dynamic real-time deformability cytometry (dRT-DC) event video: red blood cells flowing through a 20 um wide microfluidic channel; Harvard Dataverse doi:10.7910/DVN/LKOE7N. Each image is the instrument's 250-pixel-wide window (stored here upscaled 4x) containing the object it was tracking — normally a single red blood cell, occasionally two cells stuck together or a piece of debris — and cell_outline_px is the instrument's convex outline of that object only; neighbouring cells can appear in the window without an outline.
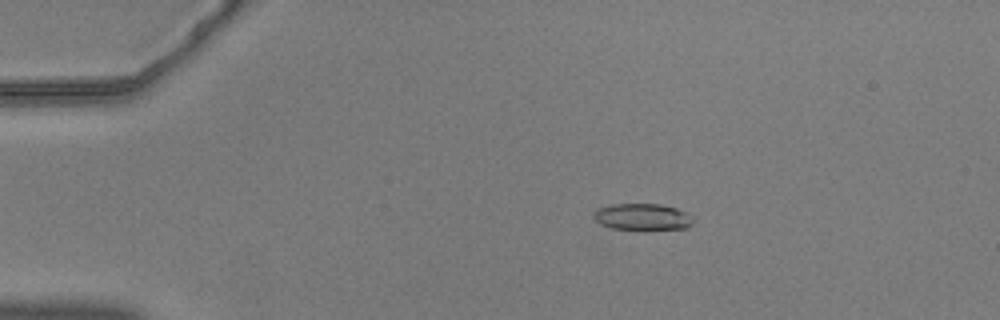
{"species": "common noctule bat (a hibernating species)", "species_latin": "Nyctalus noctula", "temperature_condition": "warm", "stored_images_in_passage": 48, "camera_frame_rate_fps": 3000, "um_per_image_px": 0.085, "animal": {"sex": "male", "body_mass_g": 20.5, "forearm_length_mm": 52.5}, "frame": {"image": 1, "passage_image": 3, "time_ms": 0.667, "image_size_px": [1000, 320], "cell_outline_px": [[692, 224], [688, 228], [612, 228], [600, 224], [592, 216], [600, 208], [612, 204], [660, 204], [676, 208], [692, 216]], "centroid_in_image_um": [54.61, 18.41], "position_along_channel_um": 30.4, "area_um2": 14.85}}
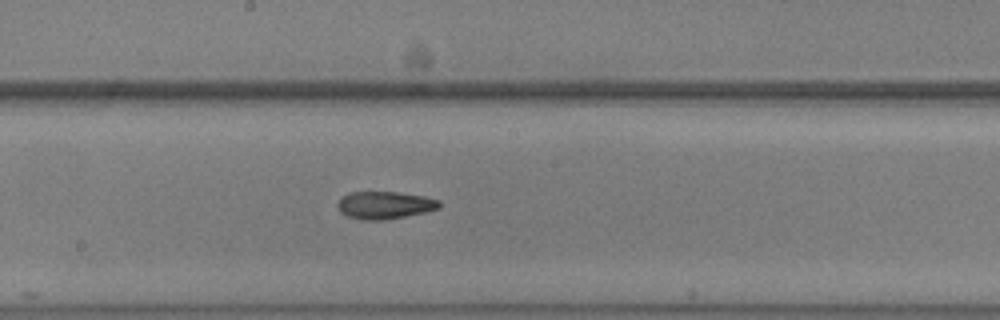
{"frame": {"image": 2, "passage_image": 23, "time_ms": 7.333, "image_size_px": [1000, 320], "cell_outline_px": [[440, 208], [424, 212], [384, 220], [364, 220], [348, 216], [340, 212], [340, 200], [348, 192], [396, 192], [424, 196], [440, 200]], "centroid_in_image_um": [32.74, 17.43], "position_along_channel_um": 215.5, "area_um2": 16.01}}
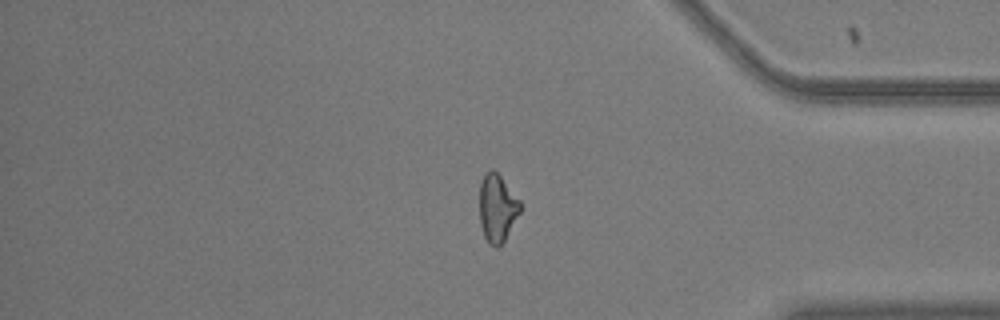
{"frame": {"image": 3, "passage_image": 39, "time_ms": 12.667, "image_size_px": [1000, 320], "cell_outline_px": [[520, 212], [500, 248], [496, 248], [488, 244], [484, 236], [480, 224], [480, 180], [484, 172], [492, 168], [500, 176], [520, 200]], "centroid_in_image_um": [42.24, 17.7], "position_along_channel_um": 393.0, "area_um2": 16.18}, "authors_computed_cell_mechanics": {"area_um2": 16.2418, "velocity_mm_per_s": 3.6985, "shape_relaxation_time_tau1_ms": null, "shape_relaxation_time_tau2_ms": 3.7546, "deformation_change_tau1": null, "deformation_change_tau2": 0.1158}}